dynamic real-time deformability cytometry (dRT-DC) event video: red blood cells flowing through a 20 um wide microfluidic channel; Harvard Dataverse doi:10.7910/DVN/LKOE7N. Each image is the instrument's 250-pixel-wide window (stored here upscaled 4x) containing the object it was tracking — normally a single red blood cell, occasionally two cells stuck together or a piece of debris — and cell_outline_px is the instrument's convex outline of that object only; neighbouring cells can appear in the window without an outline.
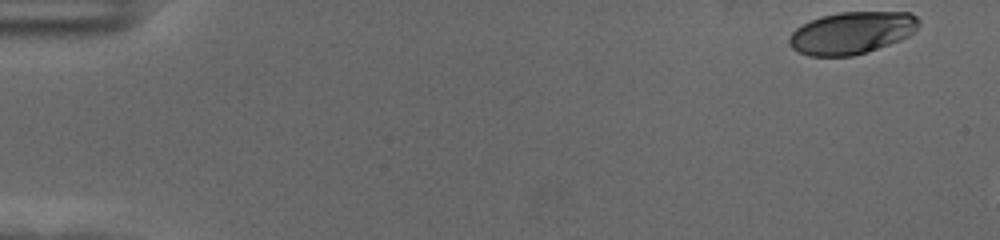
{"species": "human", "species_latin": "Homo sapiens", "temperature_condition": "cold", "stored_images_in_passage": 9, "camera_frame_rate_fps": 3000, "um_per_image_px": 0.085, "donor": {"sex": "female"}, "frame": {"image": 1, "passage_image": 1, "time_ms": 0.0, "image_size_px": [1000, 240], "cell_outline_px": [[920, 24], [908, 36], [900, 40], [868, 52], [852, 56], [808, 56], [792, 48], [788, 44], [788, 36], [796, 28], [820, 16], [840, 12], [912, 12], [920, 20]], "centroid_in_image_um": [72.39, 2.79], "position_along_channel_um": 12.6, "area_um2": 31.96}}